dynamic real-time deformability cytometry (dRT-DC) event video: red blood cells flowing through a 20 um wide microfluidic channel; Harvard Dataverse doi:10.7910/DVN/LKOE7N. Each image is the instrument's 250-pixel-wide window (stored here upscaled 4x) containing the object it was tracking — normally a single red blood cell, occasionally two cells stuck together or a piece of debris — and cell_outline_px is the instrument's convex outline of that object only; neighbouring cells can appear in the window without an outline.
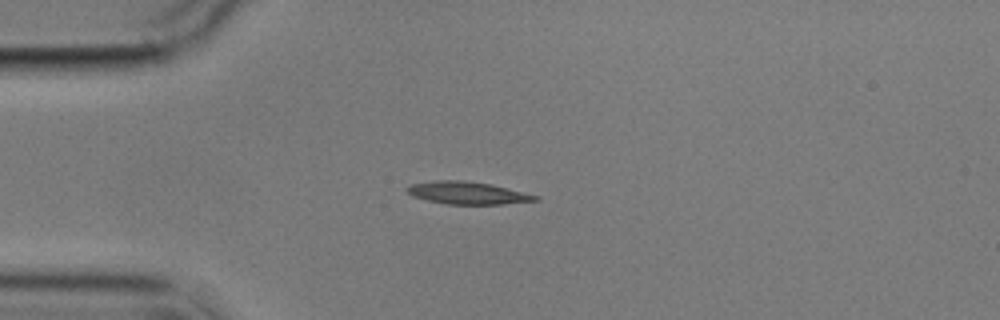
{"species": "common noctule bat (a hibernating species)", "species_latin": "Nyctalus noctula", "temperature_condition": "cold", "stored_images_in_passage": 6, "camera_frame_rate_fps": 3000, "um_per_image_px": 0.085, "animal": {"sex": "male", "body_mass_g": 17.9}, "frame": {"image": 1, "passage_image": 1, "time_ms": 0.0, "image_size_px": [1000, 320], "cell_outline_px": [[540, 200], [504, 204], [444, 204], [412, 196], [404, 188], [412, 184], [436, 180], [464, 180], [488, 184], [524, 192], [540, 196]], "centroid_in_image_um": [39.73, 16.4], "position_along_channel_um": 45.3, "area_um2": 16.7}}
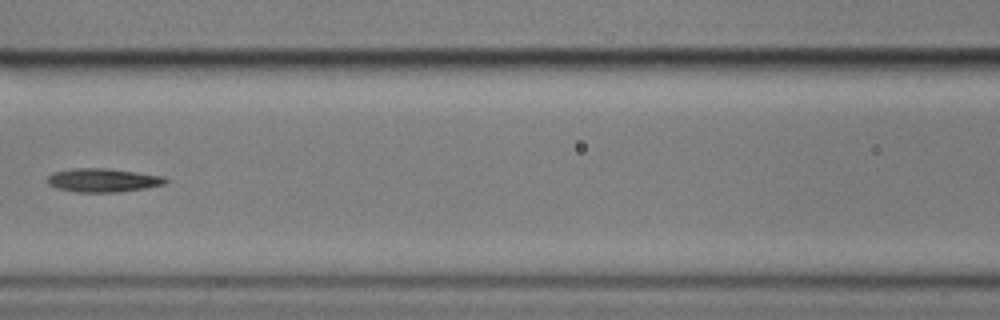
{"frame": {"image": 2, "passage_image": 4, "time_ms": 3.667, "image_size_px": [1000, 320], "cell_outline_px": [[168, 180], [164, 184], [144, 188], [116, 192], [76, 192], [56, 188], [48, 184], [48, 176], [52, 172], [72, 168], [108, 168], [164, 176]], "centroid_in_image_um": [8.72, 15.31], "position_along_channel_um": 157.9, "area_um2": 16.24}}
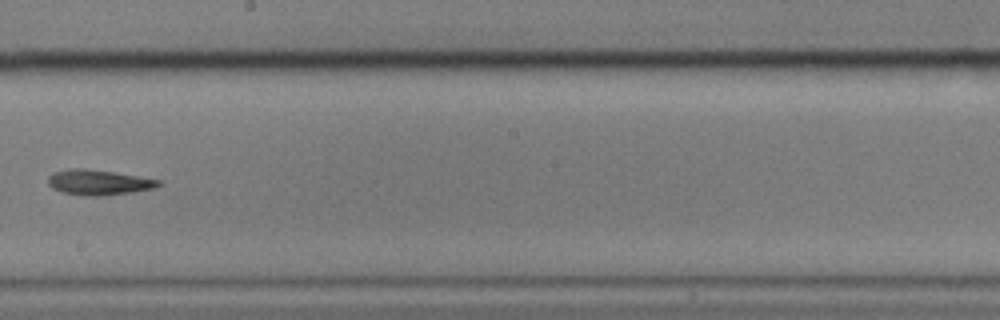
{"frame": {"image": 3, "passage_image": 6, "time_ms": 6.0, "image_size_px": [1000, 320], "cell_outline_px": [[164, 184], [152, 188], [132, 192], [100, 196], [84, 196], [60, 192], [52, 188], [48, 184], [48, 176], [56, 172], [72, 168], [80, 168], [112, 172], [164, 180]], "centroid_in_image_um": [8.4, 15.51], "position_along_channel_um": 239.8, "area_um2": 16.24}}